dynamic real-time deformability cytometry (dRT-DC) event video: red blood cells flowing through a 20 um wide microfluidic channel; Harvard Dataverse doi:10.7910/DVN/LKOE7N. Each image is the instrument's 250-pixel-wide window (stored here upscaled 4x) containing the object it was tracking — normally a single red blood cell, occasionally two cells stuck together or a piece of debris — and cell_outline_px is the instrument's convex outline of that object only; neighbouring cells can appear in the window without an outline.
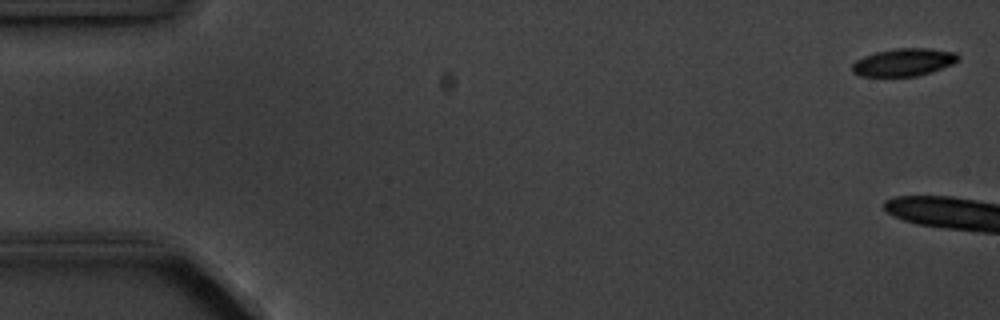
{"species": "common noctule bat (a hibernating species)", "species_latin": "Nyctalus noctula", "temperature_condition": "cold", "stored_images_in_passage": 12, "camera_frame_rate_fps": 3000, "um_per_image_px": 0.085, "animal": {"sex": "male", "body_mass_g": 20.1, "forearm_length_mm": 53.5}, "frame": {"image": 1, "passage_image": 1, "time_ms": 0.0, "image_size_px": [1000, 320], "cell_outline_px": [[960, 60], [952, 64], [932, 72], [916, 76], [860, 76], [852, 72], [852, 64], [856, 60], [864, 56], [876, 52], [896, 48], [928, 48], [956, 52], [960, 56]], "centroid_in_image_um": [76.84, 5.29], "position_along_channel_um": 8.2, "area_um2": 17.17}}
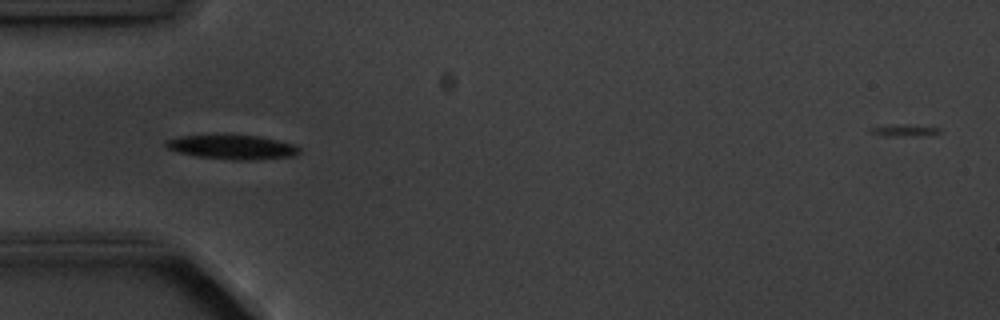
{"frame": {"image": 2, "passage_image": 6, "time_ms": 6.667, "image_size_px": [1000, 320], "cell_outline_px": [[300, 152], [296, 156], [252, 160], [232, 160], [196, 156], [176, 152], [168, 148], [164, 144], [168, 140], [180, 136], [260, 136], [292, 144], [300, 148]], "centroid_in_image_um": [19.77, 12.53], "position_along_channel_um": 65.2, "area_um2": 18.55}}
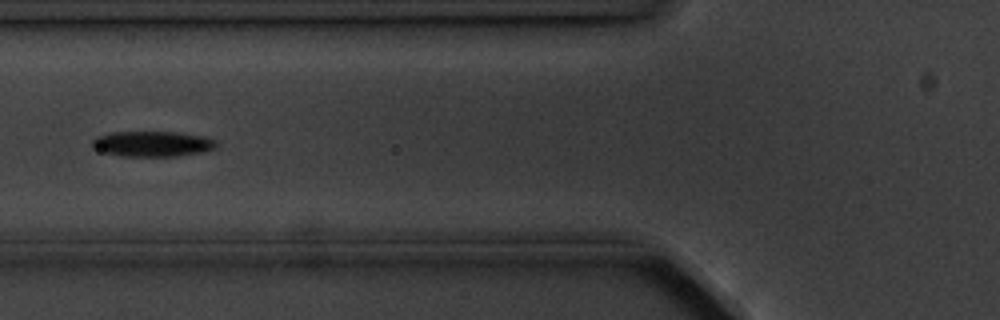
{"frame": {"image": 3, "passage_image": 7, "time_ms": 8.0, "image_size_px": [1000, 320], "cell_outline_px": [[216, 148], [204, 152], [176, 156], [120, 156], [104, 152], [92, 148], [92, 140], [96, 136], [112, 132], [176, 132], [204, 136], [216, 140]], "centroid_in_image_um": [12.95, 12.23], "position_along_channel_um": 112.8, "area_um2": 18.5}}